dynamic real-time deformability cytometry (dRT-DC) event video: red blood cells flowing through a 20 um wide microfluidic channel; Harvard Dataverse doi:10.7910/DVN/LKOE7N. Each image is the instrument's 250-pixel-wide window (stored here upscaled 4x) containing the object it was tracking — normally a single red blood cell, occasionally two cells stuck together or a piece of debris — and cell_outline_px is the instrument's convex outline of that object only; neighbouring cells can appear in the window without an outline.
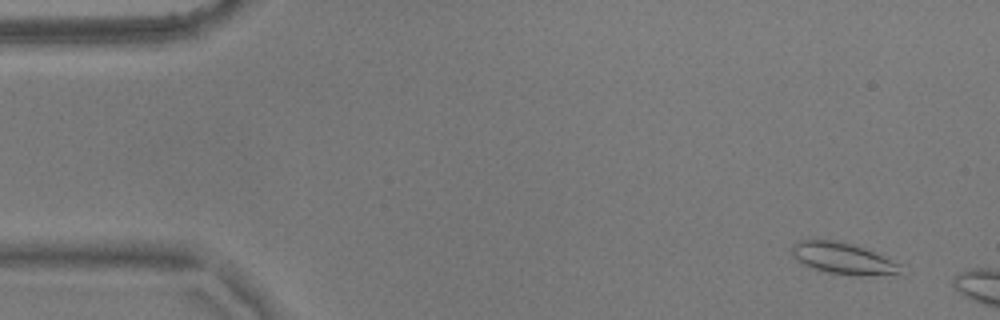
{"species": "common noctule bat (a hibernating species)", "species_latin": "Nyctalus noctula", "temperature_condition": "warm", "stored_images_in_passage": 8, "camera_frame_rate_fps": 3000, "um_per_image_px": 0.085, "animal": {"sex": "male", "body_mass_g": 17.9}, "frame": {"image": 1, "passage_image": 4, "time_ms": 1.0, "image_size_px": [1000, 320], "cell_outline_px": [[900, 272], [860, 276], [828, 272], [804, 264], [792, 256], [792, 244], [800, 240], [836, 240], [864, 248], [900, 264]], "centroid_in_image_um": [71.59, 21.94], "position_along_channel_um": 13.4, "area_um2": 19.19}}